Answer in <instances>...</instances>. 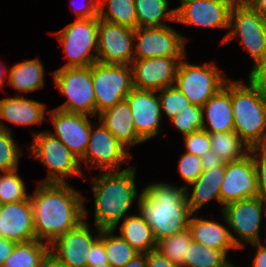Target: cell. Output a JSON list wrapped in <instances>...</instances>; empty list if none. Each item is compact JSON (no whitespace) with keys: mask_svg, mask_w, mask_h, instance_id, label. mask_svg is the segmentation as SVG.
<instances>
[{"mask_svg":"<svg viewBox=\"0 0 266 267\" xmlns=\"http://www.w3.org/2000/svg\"><path fill=\"white\" fill-rule=\"evenodd\" d=\"M29 195L36 239L51 244L84 220L85 195L67 183L37 182Z\"/></svg>","mask_w":266,"mask_h":267,"instance_id":"6da1fadb","label":"cell"},{"mask_svg":"<svg viewBox=\"0 0 266 267\" xmlns=\"http://www.w3.org/2000/svg\"><path fill=\"white\" fill-rule=\"evenodd\" d=\"M136 206L150 225L156 242L186 230L193 213L187 202L186 188L163 181L142 188Z\"/></svg>","mask_w":266,"mask_h":267,"instance_id":"7a4b0ae2","label":"cell"},{"mask_svg":"<svg viewBox=\"0 0 266 267\" xmlns=\"http://www.w3.org/2000/svg\"><path fill=\"white\" fill-rule=\"evenodd\" d=\"M134 165L120 171H100L91 180L94 196L93 222L98 229H114L138 202ZM138 197V198H137Z\"/></svg>","mask_w":266,"mask_h":267,"instance_id":"3957f363","label":"cell"},{"mask_svg":"<svg viewBox=\"0 0 266 267\" xmlns=\"http://www.w3.org/2000/svg\"><path fill=\"white\" fill-rule=\"evenodd\" d=\"M234 131L252 148L266 146V94L243 79H231Z\"/></svg>","mask_w":266,"mask_h":267,"instance_id":"277c9868","label":"cell"},{"mask_svg":"<svg viewBox=\"0 0 266 267\" xmlns=\"http://www.w3.org/2000/svg\"><path fill=\"white\" fill-rule=\"evenodd\" d=\"M32 142L28 145L30 157L40 161L48 170L41 183H67L66 177H83L79 159L67 146L48 130L31 132Z\"/></svg>","mask_w":266,"mask_h":267,"instance_id":"5b68a950","label":"cell"},{"mask_svg":"<svg viewBox=\"0 0 266 267\" xmlns=\"http://www.w3.org/2000/svg\"><path fill=\"white\" fill-rule=\"evenodd\" d=\"M229 30L220 44L238 38L239 44L252 58L253 65L266 55V20L245 0H236L233 4Z\"/></svg>","mask_w":266,"mask_h":267,"instance_id":"8992f818","label":"cell"},{"mask_svg":"<svg viewBox=\"0 0 266 267\" xmlns=\"http://www.w3.org/2000/svg\"><path fill=\"white\" fill-rule=\"evenodd\" d=\"M99 16L78 18L53 33L61 43L67 63L60 68L88 67L97 61Z\"/></svg>","mask_w":266,"mask_h":267,"instance_id":"52a82bcc","label":"cell"},{"mask_svg":"<svg viewBox=\"0 0 266 267\" xmlns=\"http://www.w3.org/2000/svg\"><path fill=\"white\" fill-rule=\"evenodd\" d=\"M55 87L66 98L56 109L96 117L92 65L88 67L58 68L52 72Z\"/></svg>","mask_w":266,"mask_h":267,"instance_id":"ba28073f","label":"cell"},{"mask_svg":"<svg viewBox=\"0 0 266 267\" xmlns=\"http://www.w3.org/2000/svg\"><path fill=\"white\" fill-rule=\"evenodd\" d=\"M184 57L178 66L174 86L191 104L203 106L228 80L214 61L191 64Z\"/></svg>","mask_w":266,"mask_h":267,"instance_id":"9c48e42d","label":"cell"},{"mask_svg":"<svg viewBox=\"0 0 266 267\" xmlns=\"http://www.w3.org/2000/svg\"><path fill=\"white\" fill-rule=\"evenodd\" d=\"M232 239L239 250L246 244L261 242L260 229L266 203L258 196L245 198L222 207Z\"/></svg>","mask_w":266,"mask_h":267,"instance_id":"30bf717a","label":"cell"},{"mask_svg":"<svg viewBox=\"0 0 266 267\" xmlns=\"http://www.w3.org/2000/svg\"><path fill=\"white\" fill-rule=\"evenodd\" d=\"M92 80L97 117L101 112L125 100L134 88L131 66L125 64L96 61L92 64Z\"/></svg>","mask_w":266,"mask_h":267,"instance_id":"8fae6325","label":"cell"},{"mask_svg":"<svg viewBox=\"0 0 266 267\" xmlns=\"http://www.w3.org/2000/svg\"><path fill=\"white\" fill-rule=\"evenodd\" d=\"M96 126V127H95ZM98 119L93 122L84 156L79 160L89 170L120 171L121 164L129 161L132 154Z\"/></svg>","mask_w":266,"mask_h":267,"instance_id":"7c38bea8","label":"cell"},{"mask_svg":"<svg viewBox=\"0 0 266 267\" xmlns=\"http://www.w3.org/2000/svg\"><path fill=\"white\" fill-rule=\"evenodd\" d=\"M188 38L170 25L139 27L134 34L133 60L152 57H187Z\"/></svg>","mask_w":266,"mask_h":267,"instance_id":"4fadbf2b","label":"cell"},{"mask_svg":"<svg viewBox=\"0 0 266 267\" xmlns=\"http://www.w3.org/2000/svg\"><path fill=\"white\" fill-rule=\"evenodd\" d=\"M88 209L84 205V220L50 244V257L66 267H87V258L92 243L99 237L101 229L90 227Z\"/></svg>","mask_w":266,"mask_h":267,"instance_id":"5bb4252c","label":"cell"},{"mask_svg":"<svg viewBox=\"0 0 266 267\" xmlns=\"http://www.w3.org/2000/svg\"><path fill=\"white\" fill-rule=\"evenodd\" d=\"M236 0H186L176 8V22L198 27L229 29Z\"/></svg>","mask_w":266,"mask_h":267,"instance_id":"9a60e30c","label":"cell"},{"mask_svg":"<svg viewBox=\"0 0 266 267\" xmlns=\"http://www.w3.org/2000/svg\"><path fill=\"white\" fill-rule=\"evenodd\" d=\"M135 29L99 19L97 61L130 65L134 57Z\"/></svg>","mask_w":266,"mask_h":267,"instance_id":"2e32d148","label":"cell"},{"mask_svg":"<svg viewBox=\"0 0 266 267\" xmlns=\"http://www.w3.org/2000/svg\"><path fill=\"white\" fill-rule=\"evenodd\" d=\"M47 112L55 132L48 131L61 140L80 160L87 149L91 125L94 121L89 115L65 112L56 108Z\"/></svg>","mask_w":266,"mask_h":267,"instance_id":"e0dca14e","label":"cell"},{"mask_svg":"<svg viewBox=\"0 0 266 267\" xmlns=\"http://www.w3.org/2000/svg\"><path fill=\"white\" fill-rule=\"evenodd\" d=\"M125 99L130 105L137 135L144 142L162 134L163 116L157 91L133 88Z\"/></svg>","mask_w":266,"mask_h":267,"instance_id":"ac0fdd59","label":"cell"},{"mask_svg":"<svg viewBox=\"0 0 266 267\" xmlns=\"http://www.w3.org/2000/svg\"><path fill=\"white\" fill-rule=\"evenodd\" d=\"M258 196L257 173L252 156L225 163V177L220 187V205Z\"/></svg>","mask_w":266,"mask_h":267,"instance_id":"d6986e66","label":"cell"},{"mask_svg":"<svg viewBox=\"0 0 266 267\" xmlns=\"http://www.w3.org/2000/svg\"><path fill=\"white\" fill-rule=\"evenodd\" d=\"M184 57H152L133 60V87L158 91L174 85L177 69Z\"/></svg>","mask_w":266,"mask_h":267,"instance_id":"ffe728a7","label":"cell"},{"mask_svg":"<svg viewBox=\"0 0 266 267\" xmlns=\"http://www.w3.org/2000/svg\"><path fill=\"white\" fill-rule=\"evenodd\" d=\"M0 231L1 237L17 243L36 239L30 198L2 205Z\"/></svg>","mask_w":266,"mask_h":267,"instance_id":"44dd1931","label":"cell"},{"mask_svg":"<svg viewBox=\"0 0 266 267\" xmlns=\"http://www.w3.org/2000/svg\"><path fill=\"white\" fill-rule=\"evenodd\" d=\"M199 212L192 213L188 229L191 232L192 239L198 243L204 244L206 246L223 250L227 255L232 250L236 252L239 250L230 234L228 224L225 216L222 213V223L217 220H210L203 217H198Z\"/></svg>","mask_w":266,"mask_h":267,"instance_id":"7402d4cb","label":"cell"},{"mask_svg":"<svg viewBox=\"0 0 266 267\" xmlns=\"http://www.w3.org/2000/svg\"><path fill=\"white\" fill-rule=\"evenodd\" d=\"M203 129L208 133L234 131L231 79L202 106Z\"/></svg>","mask_w":266,"mask_h":267,"instance_id":"603a6c76","label":"cell"},{"mask_svg":"<svg viewBox=\"0 0 266 267\" xmlns=\"http://www.w3.org/2000/svg\"><path fill=\"white\" fill-rule=\"evenodd\" d=\"M47 104L25 98L19 92L15 96L0 99V119L14 125L31 126L46 120Z\"/></svg>","mask_w":266,"mask_h":267,"instance_id":"cb8c5ba5","label":"cell"},{"mask_svg":"<svg viewBox=\"0 0 266 267\" xmlns=\"http://www.w3.org/2000/svg\"><path fill=\"white\" fill-rule=\"evenodd\" d=\"M98 119L128 150L144 142L137 135L131 108L126 99L101 112Z\"/></svg>","mask_w":266,"mask_h":267,"instance_id":"d4e9b609","label":"cell"},{"mask_svg":"<svg viewBox=\"0 0 266 267\" xmlns=\"http://www.w3.org/2000/svg\"><path fill=\"white\" fill-rule=\"evenodd\" d=\"M224 177L225 164L209 171H203L192 184L186 187L187 202L193 213L200 211L211 200L215 199L220 204V187Z\"/></svg>","mask_w":266,"mask_h":267,"instance_id":"484cf974","label":"cell"},{"mask_svg":"<svg viewBox=\"0 0 266 267\" xmlns=\"http://www.w3.org/2000/svg\"><path fill=\"white\" fill-rule=\"evenodd\" d=\"M45 66L40 58L27 59L8 68V84L20 93H29L45 86Z\"/></svg>","mask_w":266,"mask_h":267,"instance_id":"4316f807","label":"cell"},{"mask_svg":"<svg viewBox=\"0 0 266 267\" xmlns=\"http://www.w3.org/2000/svg\"><path fill=\"white\" fill-rule=\"evenodd\" d=\"M122 220L121 225H116L114 230L116 231L119 228V235L136 251L145 254L156 249L157 242L152 229L139 213L127 215Z\"/></svg>","mask_w":266,"mask_h":267,"instance_id":"83f0119b","label":"cell"},{"mask_svg":"<svg viewBox=\"0 0 266 267\" xmlns=\"http://www.w3.org/2000/svg\"><path fill=\"white\" fill-rule=\"evenodd\" d=\"M49 257L50 244L46 242L38 239L18 242L2 267H45Z\"/></svg>","mask_w":266,"mask_h":267,"instance_id":"f1b7e54d","label":"cell"},{"mask_svg":"<svg viewBox=\"0 0 266 267\" xmlns=\"http://www.w3.org/2000/svg\"><path fill=\"white\" fill-rule=\"evenodd\" d=\"M134 4L137 28L166 26L168 21L176 22V8L169 7V0H134Z\"/></svg>","mask_w":266,"mask_h":267,"instance_id":"f546056e","label":"cell"},{"mask_svg":"<svg viewBox=\"0 0 266 267\" xmlns=\"http://www.w3.org/2000/svg\"><path fill=\"white\" fill-rule=\"evenodd\" d=\"M211 150L225 163L239 161L250 153V147L235 132L209 133Z\"/></svg>","mask_w":266,"mask_h":267,"instance_id":"4dcf8cb0","label":"cell"},{"mask_svg":"<svg viewBox=\"0 0 266 267\" xmlns=\"http://www.w3.org/2000/svg\"><path fill=\"white\" fill-rule=\"evenodd\" d=\"M98 16L109 23L137 28L134 0H99Z\"/></svg>","mask_w":266,"mask_h":267,"instance_id":"1f68e13d","label":"cell"},{"mask_svg":"<svg viewBox=\"0 0 266 267\" xmlns=\"http://www.w3.org/2000/svg\"><path fill=\"white\" fill-rule=\"evenodd\" d=\"M115 232L114 229H101L99 238L104 243L109 264L112 267H122L134 259L139 252L120 235H115Z\"/></svg>","mask_w":266,"mask_h":267,"instance_id":"d6a6232c","label":"cell"},{"mask_svg":"<svg viewBox=\"0 0 266 267\" xmlns=\"http://www.w3.org/2000/svg\"><path fill=\"white\" fill-rule=\"evenodd\" d=\"M227 258L223 250L193 240L185 255L184 267H228L231 261Z\"/></svg>","mask_w":266,"mask_h":267,"instance_id":"836d02e7","label":"cell"},{"mask_svg":"<svg viewBox=\"0 0 266 267\" xmlns=\"http://www.w3.org/2000/svg\"><path fill=\"white\" fill-rule=\"evenodd\" d=\"M192 241L191 232L187 228L182 232L159 240L156 249L174 264L184 267L185 255H187Z\"/></svg>","mask_w":266,"mask_h":267,"instance_id":"e575fe53","label":"cell"},{"mask_svg":"<svg viewBox=\"0 0 266 267\" xmlns=\"http://www.w3.org/2000/svg\"><path fill=\"white\" fill-rule=\"evenodd\" d=\"M11 128L0 120V172L18 169L19 159L23 155Z\"/></svg>","mask_w":266,"mask_h":267,"instance_id":"d590c367","label":"cell"},{"mask_svg":"<svg viewBox=\"0 0 266 267\" xmlns=\"http://www.w3.org/2000/svg\"><path fill=\"white\" fill-rule=\"evenodd\" d=\"M19 169L0 172V203L21 202L29 198L27 186L18 173Z\"/></svg>","mask_w":266,"mask_h":267,"instance_id":"8d00e7d4","label":"cell"},{"mask_svg":"<svg viewBox=\"0 0 266 267\" xmlns=\"http://www.w3.org/2000/svg\"><path fill=\"white\" fill-rule=\"evenodd\" d=\"M170 121L183 136L201 130L203 129L202 106L190 104L184 107Z\"/></svg>","mask_w":266,"mask_h":267,"instance_id":"74e56055","label":"cell"},{"mask_svg":"<svg viewBox=\"0 0 266 267\" xmlns=\"http://www.w3.org/2000/svg\"><path fill=\"white\" fill-rule=\"evenodd\" d=\"M160 98L162 116H167L170 119L175 117L184 107L191 103L187 97L178 90L174 85L158 90Z\"/></svg>","mask_w":266,"mask_h":267,"instance_id":"f35d334b","label":"cell"},{"mask_svg":"<svg viewBox=\"0 0 266 267\" xmlns=\"http://www.w3.org/2000/svg\"><path fill=\"white\" fill-rule=\"evenodd\" d=\"M179 176L184 180V188L192 184L203 172L201 158L184 151L177 166ZM187 184V185H186Z\"/></svg>","mask_w":266,"mask_h":267,"instance_id":"ab89813d","label":"cell"},{"mask_svg":"<svg viewBox=\"0 0 266 267\" xmlns=\"http://www.w3.org/2000/svg\"><path fill=\"white\" fill-rule=\"evenodd\" d=\"M184 151L202 157L211 150L209 133L204 130H197L189 135L183 136Z\"/></svg>","mask_w":266,"mask_h":267,"instance_id":"60d3db41","label":"cell"},{"mask_svg":"<svg viewBox=\"0 0 266 267\" xmlns=\"http://www.w3.org/2000/svg\"><path fill=\"white\" fill-rule=\"evenodd\" d=\"M257 173L258 197L266 203V146H256L250 149Z\"/></svg>","mask_w":266,"mask_h":267,"instance_id":"b9f144b4","label":"cell"},{"mask_svg":"<svg viewBox=\"0 0 266 267\" xmlns=\"http://www.w3.org/2000/svg\"><path fill=\"white\" fill-rule=\"evenodd\" d=\"M247 78L253 86L266 94V55L251 67Z\"/></svg>","mask_w":266,"mask_h":267,"instance_id":"7bdbcfd3","label":"cell"},{"mask_svg":"<svg viewBox=\"0 0 266 267\" xmlns=\"http://www.w3.org/2000/svg\"><path fill=\"white\" fill-rule=\"evenodd\" d=\"M76 0H70V7L74 14L76 15V19L78 18H93L98 17L99 12V0H81L77 3ZM76 3V5L74 4Z\"/></svg>","mask_w":266,"mask_h":267,"instance_id":"ee69618b","label":"cell"},{"mask_svg":"<svg viewBox=\"0 0 266 267\" xmlns=\"http://www.w3.org/2000/svg\"><path fill=\"white\" fill-rule=\"evenodd\" d=\"M107 263L109 262L105 253L104 243L98 237L90 247V254L87 258V267H96Z\"/></svg>","mask_w":266,"mask_h":267,"instance_id":"f6af8a7d","label":"cell"},{"mask_svg":"<svg viewBox=\"0 0 266 267\" xmlns=\"http://www.w3.org/2000/svg\"><path fill=\"white\" fill-rule=\"evenodd\" d=\"M147 267H180L164 256L159 250L154 249L147 253Z\"/></svg>","mask_w":266,"mask_h":267,"instance_id":"bcb514c9","label":"cell"},{"mask_svg":"<svg viewBox=\"0 0 266 267\" xmlns=\"http://www.w3.org/2000/svg\"><path fill=\"white\" fill-rule=\"evenodd\" d=\"M255 250V257L252 260V267H266V244L261 242L249 244Z\"/></svg>","mask_w":266,"mask_h":267,"instance_id":"7dc6e473","label":"cell"},{"mask_svg":"<svg viewBox=\"0 0 266 267\" xmlns=\"http://www.w3.org/2000/svg\"><path fill=\"white\" fill-rule=\"evenodd\" d=\"M203 171H209L213 168L221 167L225 162L220 159L212 150H209L201 157Z\"/></svg>","mask_w":266,"mask_h":267,"instance_id":"c3c4849f","label":"cell"},{"mask_svg":"<svg viewBox=\"0 0 266 267\" xmlns=\"http://www.w3.org/2000/svg\"><path fill=\"white\" fill-rule=\"evenodd\" d=\"M16 243L0 236V267L3 266L5 260L13 253Z\"/></svg>","mask_w":266,"mask_h":267,"instance_id":"681fc988","label":"cell"},{"mask_svg":"<svg viewBox=\"0 0 266 267\" xmlns=\"http://www.w3.org/2000/svg\"><path fill=\"white\" fill-rule=\"evenodd\" d=\"M266 20V0H245Z\"/></svg>","mask_w":266,"mask_h":267,"instance_id":"f907efd6","label":"cell"},{"mask_svg":"<svg viewBox=\"0 0 266 267\" xmlns=\"http://www.w3.org/2000/svg\"><path fill=\"white\" fill-rule=\"evenodd\" d=\"M122 267H147V253H139L134 259Z\"/></svg>","mask_w":266,"mask_h":267,"instance_id":"816d5d0a","label":"cell"},{"mask_svg":"<svg viewBox=\"0 0 266 267\" xmlns=\"http://www.w3.org/2000/svg\"><path fill=\"white\" fill-rule=\"evenodd\" d=\"M7 75H8V68L7 66L0 61V89L4 87L5 83L7 82Z\"/></svg>","mask_w":266,"mask_h":267,"instance_id":"f5cc1de1","label":"cell"},{"mask_svg":"<svg viewBox=\"0 0 266 267\" xmlns=\"http://www.w3.org/2000/svg\"><path fill=\"white\" fill-rule=\"evenodd\" d=\"M45 267H66L63 265H60L56 261H54L51 257H49L46 261Z\"/></svg>","mask_w":266,"mask_h":267,"instance_id":"db71d44e","label":"cell"},{"mask_svg":"<svg viewBox=\"0 0 266 267\" xmlns=\"http://www.w3.org/2000/svg\"><path fill=\"white\" fill-rule=\"evenodd\" d=\"M96 267H112V266L109 263H107V264L98 265Z\"/></svg>","mask_w":266,"mask_h":267,"instance_id":"11a10c76","label":"cell"},{"mask_svg":"<svg viewBox=\"0 0 266 267\" xmlns=\"http://www.w3.org/2000/svg\"><path fill=\"white\" fill-rule=\"evenodd\" d=\"M228 267H237L234 265V263H231Z\"/></svg>","mask_w":266,"mask_h":267,"instance_id":"9f6ffc18","label":"cell"}]
</instances>
